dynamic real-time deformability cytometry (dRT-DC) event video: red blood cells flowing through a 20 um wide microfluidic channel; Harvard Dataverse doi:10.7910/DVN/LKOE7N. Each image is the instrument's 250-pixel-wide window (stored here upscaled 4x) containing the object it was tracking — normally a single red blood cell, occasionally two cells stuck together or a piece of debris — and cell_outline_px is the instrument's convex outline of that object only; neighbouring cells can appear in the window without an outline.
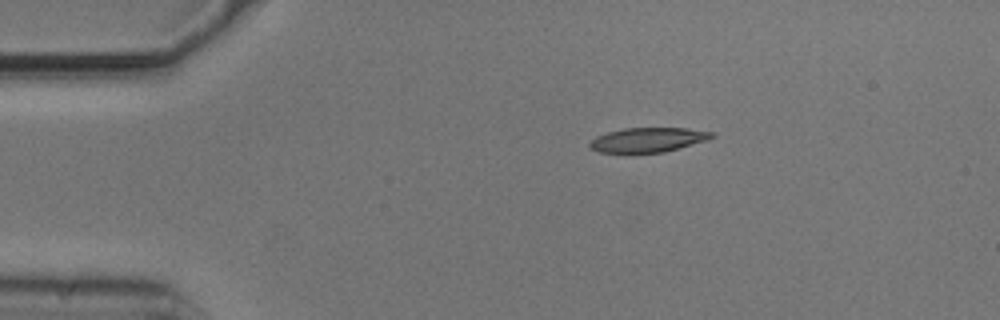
{"species": "common noctule bat (a hibernating species)", "species_latin": "Nyctalus noctula", "temperature_condition": "cold", "stored_images_in_passage": 45, "camera_frame_rate_fps": 3000, "um_per_image_px": 0.085, "animal": {"sex": "male", "body_mass_g": 20.5, "forearm_length_mm": 52.5}, "frame": {"image": 1, "passage_image": 1, "time_ms": 0.0, "image_size_px": [1000, 320], "cell_outline_px": [[716, 136], [708, 140], [664, 152], [600, 152], [592, 148], [588, 144], [596, 136], [608, 132], [624, 128], [688, 128], [716, 132]], "centroid_in_image_um": [55.15, 11.87], "position_along_channel_um": 29.8, "area_um2": 17.34}}
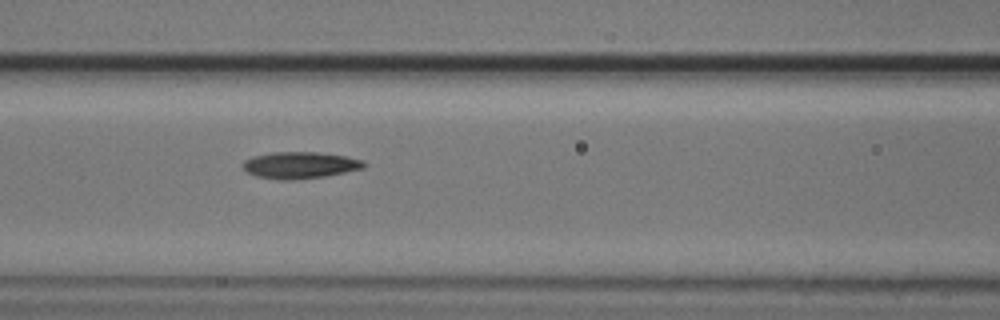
{"frame": {"image": 2, "passage_image": 14, "time_ms": 4.333, "image_size_px": [1000, 320], "cell_outline_px": [[368, 164], [364, 168], [324, 176], [296, 180], [280, 180], [256, 176], [248, 172], [240, 164], [244, 160], [252, 156], [272, 152], [316, 152], [344, 156], [364, 160]], "centroid_in_image_um": [25.48, 14.03], "position_along_channel_um": 141.1, "area_um2": 18.9}}
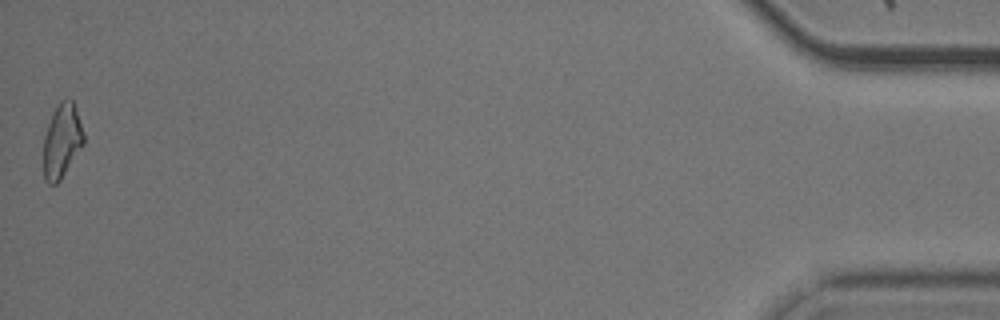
{"frame": {"image": 3, "passage_image": 45, "time_ms": 14.667, "image_size_px": [1000, 320], "cell_outline_px": [[84, 144], [60, 180], [56, 184], [48, 184], [44, 180], [44, 136], [52, 112], [60, 100], [72, 100], [84, 132]], "centroid_in_image_um": [5.26, 11.99], "position_along_channel_um": 429.9, "area_um2": 17.22}, "authors_computed_cell_mechanics": {"area_um2": 18.0336, "velocity_mm_per_s": 3.7261, "shape_relaxation_time_tau1_ms": 5.7509, "shape_relaxation_time_tau2_ms": null, "deformation_change_tau1": 0.1606, "deformation_change_tau2": null}}